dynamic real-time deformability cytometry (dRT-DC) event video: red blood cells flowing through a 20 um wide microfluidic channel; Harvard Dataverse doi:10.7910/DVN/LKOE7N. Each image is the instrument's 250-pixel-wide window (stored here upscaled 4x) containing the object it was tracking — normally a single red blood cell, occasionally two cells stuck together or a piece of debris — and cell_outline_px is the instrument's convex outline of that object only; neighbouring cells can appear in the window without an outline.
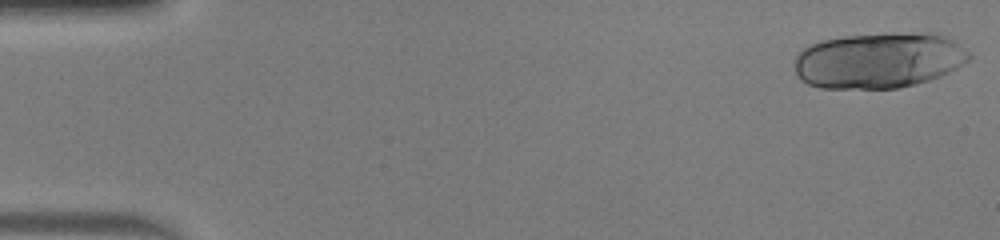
{"species": "human", "species_latin": "Homo sapiens", "temperature_condition": "warm", "stored_images_in_passage": 17, "camera_frame_rate_fps": 3000, "um_per_image_px": 0.085, "donor": {"sex": "male"}, "frame": {"image": 1, "passage_image": 1, "time_ms": 0.0, "image_size_px": [1000, 240], "cell_outline_px": [[972, 56], [968, 60], [956, 68], [940, 76], [916, 84], [900, 88], [820, 88], [808, 84], [800, 80], [796, 72], [796, 56], [808, 44], [820, 40], [844, 36], [884, 32], [940, 32], [952, 36]], "centroid_in_image_um": [74.74, 5.09], "position_along_channel_um": 10.3, "area_um2": 57.68}}